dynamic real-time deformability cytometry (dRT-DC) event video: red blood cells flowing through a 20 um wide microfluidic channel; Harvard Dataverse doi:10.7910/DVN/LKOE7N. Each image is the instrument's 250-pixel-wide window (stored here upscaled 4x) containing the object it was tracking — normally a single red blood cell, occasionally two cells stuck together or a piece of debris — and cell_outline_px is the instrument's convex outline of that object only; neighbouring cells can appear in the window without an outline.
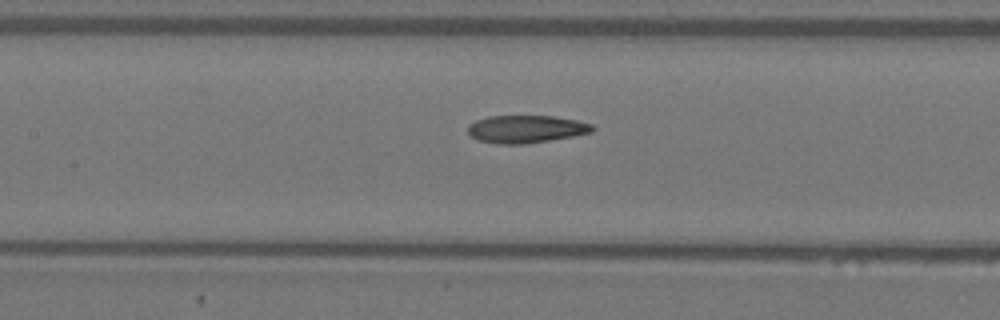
{"species": "Egyptian fruit bat (a non-hibernating species)", "species_latin": "Rousettus aegyptiacus", "temperature_condition": "warm", "stored_images_in_passage": 9, "segment_of_instrument_passage": [2, 2], "camera_frame_rate_fps": 3000, "um_per_image_px": 0.085, "animal": {"sex": "female"}, "frame": {"image": 1, "passage_image": 9, "time_ms": 2.667, "image_size_px": [1000, 320], "cell_outline_px": [[596, 128], [592, 132], [572, 136], [524, 144], [496, 144], [480, 140], [472, 136], [468, 132], [468, 124], [476, 120], [488, 116], [552, 116], [576, 120], [592, 124]], "centroid_in_image_um": [44.71, 10.96], "position_along_channel_um": 162.7, "area_um2": 19.94}}